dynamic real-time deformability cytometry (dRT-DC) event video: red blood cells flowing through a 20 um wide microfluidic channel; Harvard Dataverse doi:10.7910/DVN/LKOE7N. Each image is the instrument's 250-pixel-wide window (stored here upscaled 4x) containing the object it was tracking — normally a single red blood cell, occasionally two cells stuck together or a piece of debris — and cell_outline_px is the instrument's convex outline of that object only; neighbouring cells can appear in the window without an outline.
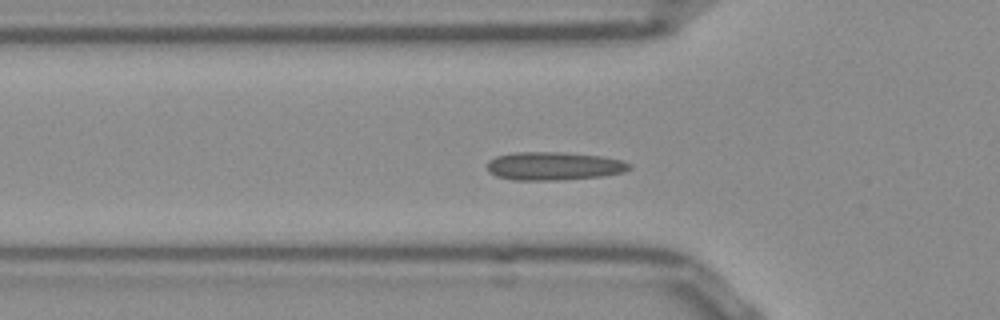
{"species": "Egyptian fruit bat (a non-hibernating species)", "species_latin": "Rousettus aegyptiacus", "temperature_condition": "room temperature", "stored_images_in_passage": 39, "camera_frame_rate_fps": 3000, "um_per_image_px": 0.085, "frame": {"image": 1, "passage_image": 3, "time_ms": 0.667, "image_size_px": [1000, 320], "cell_outline_px": [[632, 168], [624, 172], [604, 176], [564, 180], [516, 180], [496, 176], [488, 172], [488, 160], [496, 156], [516, 152], [560, 152], [600, 156], [620, 160], [632, 164]], "centroid_in_image_um": [47.09, 14.12], "position_along_channel_um": 78.7, "area_um2": 23.52}}
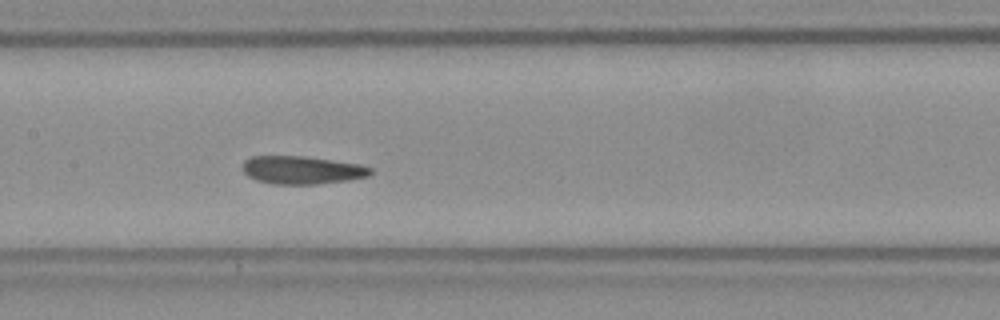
{"frame": {"image": 2, "passage_image": 11, "time_ms": 3.333, "image_size_px": [1000, 320], "cell_outline_px": [[372, 172], [368, 176], [348, 180], [316, 184], [272, 184], [256, 180], [248, 176], [240, 168], [244, 160], [252, 156], [304, 156], [360, 164], [372, 168]], "centroid_in_image_um": [25.63, 14.45], "position_along_channel_um": 181.8, "area_um2": 20.98}}
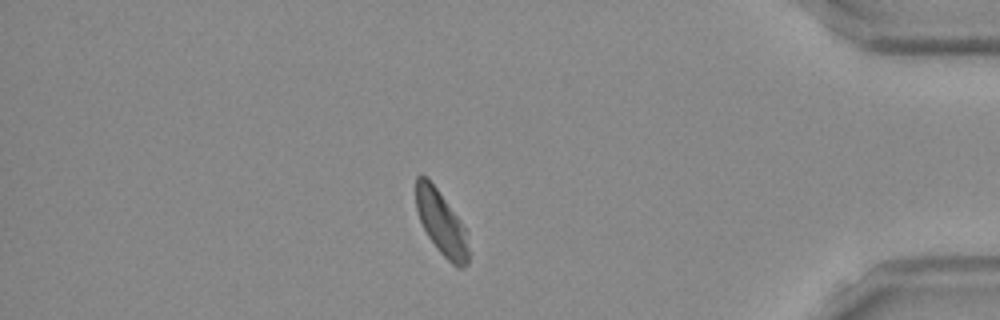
{"frame": {"image": 3, "passage_image": 31, "time_ms": 10.0, "image_size_px": [1000, 320], "cell_outline_px": [[468, 264], [460, 268], [456, 268], [440, 252], [428, 236], [420, 220], [416, 208], [416, 176], [424, 176], [436, 188], [468, 232]], "centroid_in_image_um": [37.53, 19.0], "position_along_channel_um": 397.7, "area_um2": 19.19}, "authors_computed_cell_mechanics": {"area_um2": 20.6346, "velocity_mm_per_s": 3.8347, "shape_relaxation_time_tau1_ms": null, "shape_relaxation_time_tau2_ms": 1.5999, "deformation_change_tau1": null, "deformation_change_tau2": 0.0586}}